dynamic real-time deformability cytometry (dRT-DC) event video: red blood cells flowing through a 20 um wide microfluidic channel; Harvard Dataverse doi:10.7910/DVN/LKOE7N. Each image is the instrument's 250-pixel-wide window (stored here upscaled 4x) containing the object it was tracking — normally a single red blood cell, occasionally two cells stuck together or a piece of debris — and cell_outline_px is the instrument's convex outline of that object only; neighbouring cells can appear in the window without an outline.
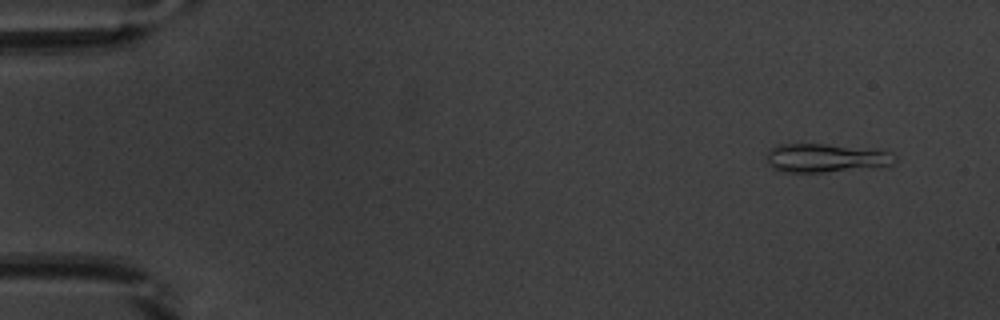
{"species": "common noctule bat (a hibernating species)", "species_latin": "Nyctalus noctula", "temperature_condition": "warm", "stored_images_in_passage": 52, "camera_frame_rate_fps": 3000, "um_per_image_px": 0.085, "animal": {"sex": "male", "body_mass_g": 20.1, "forearm_length_mm": 53.5}, "frame": {"image": 1, "passage_image": 4, "time_ms": 1.0, "image_size_px": [1000, 320], "cell_outline_px": [[896, 160], [892, 164], [824, 172], [780, 172], [772, 168], [768, 164], [764, 156], [772, 148], [780, 144], [824, 144], [892, 152], [896, 156]], "centroid_in_image_um": [70.08, 13.43], "position_along_channel_um": 14.9, "area_um2": 20.98}}
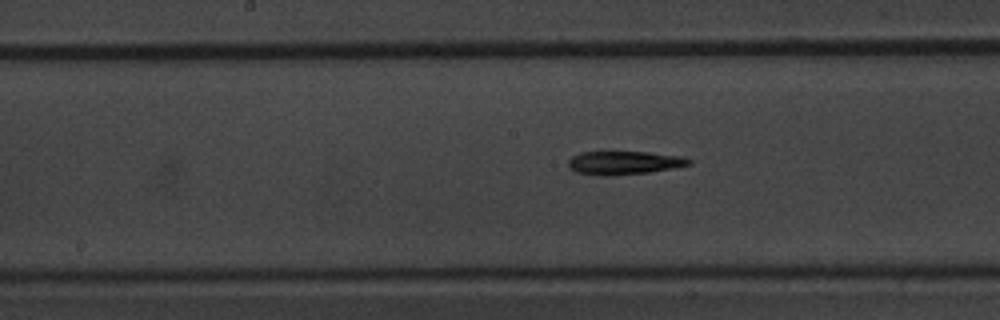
{"frame": {"image": 2, "passage_image": 27, "time_ms": 8.667, "image_size_px": [1000, 320], "cell_outline_px": [[692, 164], [672, 168], [648, 172], [608, 176], [604, 176], [576, 172], [568, 168], [568, 160], [572, 156], [580, 152], [648, 152], [680, 156], [692, 160]], "centroid_in_image_um": [53.01, 13.83], "position_along_channel_um": 195.2, "area_um2": 16.42}}
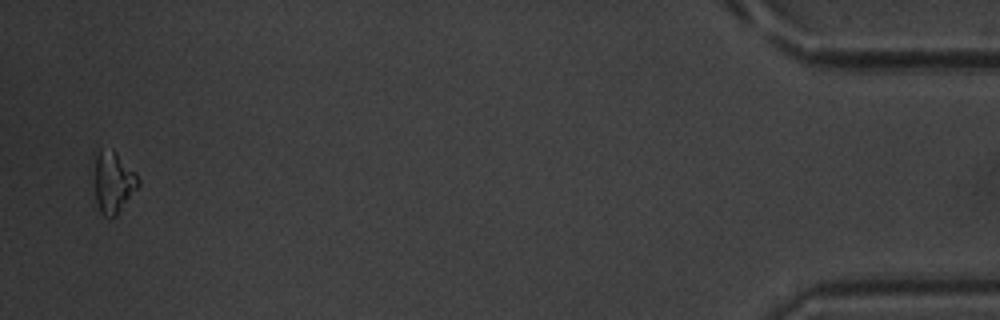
{"frame": {"image": 3, "passage_image": 51, "time_ms": 16.667, "image_size_px": [1000, 320], "cell_outline_px": [[140, 184], [116, 216], [104, 216], [100, 212], [96, 200], [96, 156], [100, 148], [112, 148], [116, 152], [140, 180]], "centroid_in_image_um": [9.64, 15.49], "position_along_channel_um": 425.6, "area_um2": 15.2}, "authors_computed_cell_mechanics": {"area_um2": 16.2418, "velocity_mm_per_s": 3.896, "shape_relaxation_time_tau1_ms": 5.0435, "shape_relaxation_time_tau2_ms": null, "deformation_change_tau1": 0.1346, "deformation_change_tau2": null}}